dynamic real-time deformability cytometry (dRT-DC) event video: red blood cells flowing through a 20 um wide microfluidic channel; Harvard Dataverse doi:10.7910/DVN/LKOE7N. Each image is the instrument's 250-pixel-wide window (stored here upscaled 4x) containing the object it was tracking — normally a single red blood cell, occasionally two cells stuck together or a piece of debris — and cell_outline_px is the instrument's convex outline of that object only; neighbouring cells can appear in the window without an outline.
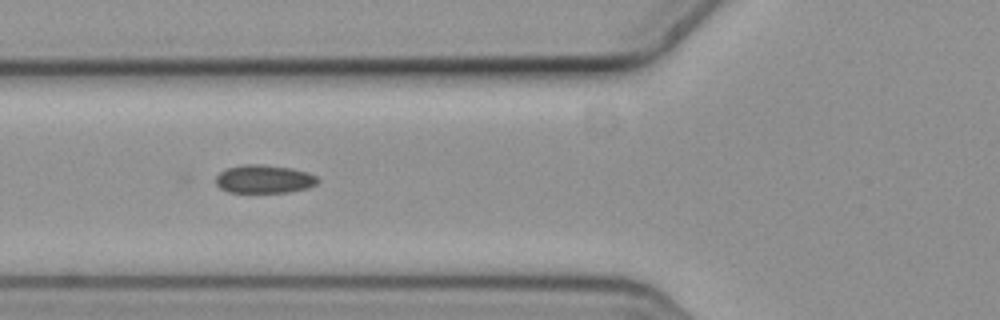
{"species": "common noctule bat (a hibernating species)", "species_latin": "Nyctalus noctula", "temperature_condition": "cold", "stored_images_in_passage": 7, "camera_frame_rate_fps": 3000, "um_per_image_px": 0.085, "animal": {"sex": "female", "body_mass_g": 19.3, "forearm_length_mm": 54.1}, "frame": {"image": 1, "passage_image": 7, "time_ms": 2.0, "image_size_px": [1000, 320], "cell_outline_px": [[320, 180], [316, 184], [308, 188], [288, 192], [228, 192], [220, 188], [216, 184], [216, 176], [220, 172], [228, 168], [244, 164], [264, 164], [292, 168], [308, 172], [316, 176]], "centroid_in_image_um": [22.47, 15.21], "position_along_channel_um": 103.3, "area_um2": 16.88}}